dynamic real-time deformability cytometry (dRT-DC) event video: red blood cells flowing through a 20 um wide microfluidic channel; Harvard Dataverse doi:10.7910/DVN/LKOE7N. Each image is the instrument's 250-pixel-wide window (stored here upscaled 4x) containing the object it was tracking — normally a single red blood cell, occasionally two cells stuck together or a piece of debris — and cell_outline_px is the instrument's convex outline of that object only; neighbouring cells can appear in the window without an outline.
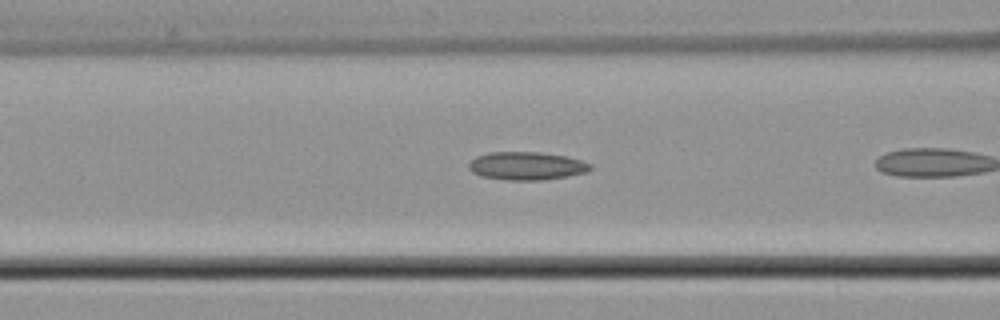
{"species": "common noctule bat (a hibernating species)", "species_latin": "Nyctalus noctula", "temperature_condition": "cold", "stored_images_in_passage": 8, "camera_frame_rate_fps": 3000, "um_per_image_px": 0.085, "animal": {"sex": "male", "body_mass_g": 21.5, "forearm_length_mm": 52.0}, "frame": {"image": 1, "passage_image": 6, "time_ms": 1.667, "image_size_px": [1000, 320], "cell_outline_px": [[592, 168], [588, 172], [568, 176], [540, 180], [508, 180], [480, 176], [472, 172], [468, 168], [468, 164], [476, 156], [488, 152], [540, 152], [568, 156], [592, 164]], "centroid_in_image_um": [44.77, 14.1], "position_along_channel_um": 121.8, "area_um2": 20.06}}